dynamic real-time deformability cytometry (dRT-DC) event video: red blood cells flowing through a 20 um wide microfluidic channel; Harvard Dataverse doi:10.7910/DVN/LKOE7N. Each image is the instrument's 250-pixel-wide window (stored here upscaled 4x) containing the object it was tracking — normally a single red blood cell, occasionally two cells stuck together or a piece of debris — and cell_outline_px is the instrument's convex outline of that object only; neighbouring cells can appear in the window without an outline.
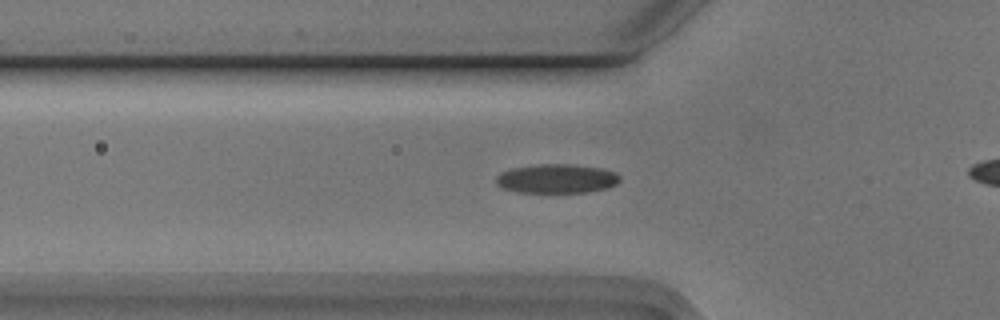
{"species": "Egyptian fruit bat (a non-hibernating species)", "species_latin": "Rousettus aegyptiacus", "temperature_condition": "cold", "stored_images_in_passage": 44, "camera_frame_rate_fps": 3000, "um_per_image_px": 0.085, "animal": {"sex": "male"}, "frame": {"image": 1, "passage_image": 18, "time_ms": 5.667, "image_size_px": [1000, 320], "cell_outline_px": [[620, 180], [616, 184], [608, 188], [588, 192], [516, 192], [504, 188], [496, 184], [496, 176], [500, 172], [512, 168], [536, 164], [572, 164], [600, 168], [616, 172], [620, 176]], "centroid_in_image_um": [47.32, 15.18], "position_along_channel_um": 78.5, "area_um2": 21.1}}
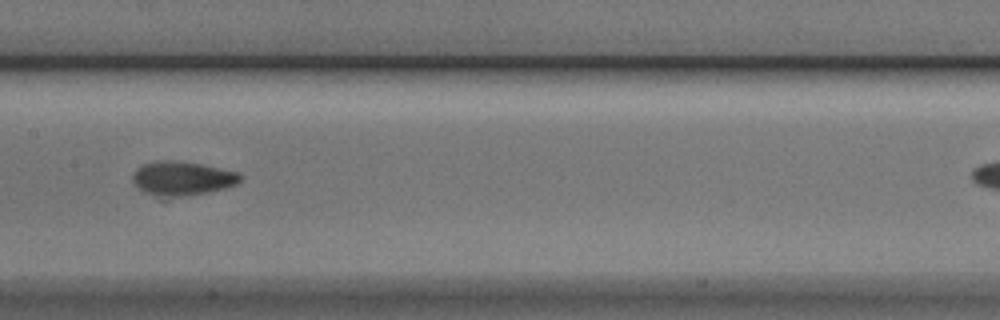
{"frame": {"image": 2, "passage_image": 27, "time_ms": 8.667, "image_size_px": [1000, 320], "cell_outline_px": [[244, 176], [236, 184], [228, 188], [208, 192], [160, 200], [144, 192], [132, 180], [132, 176], [144, 164], [160, 160], [172, 160], [200, 164], [240, 172]], "centroid_in_image_um": [15.52, 15.2], "position_along_channel_um": 191.9, "area_um2": 21.68}}
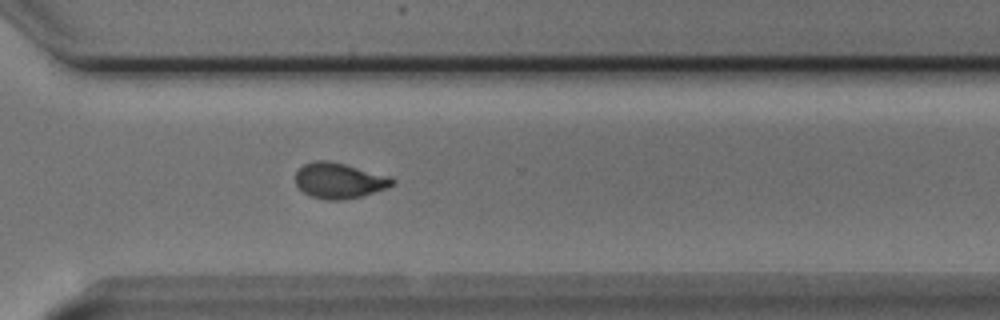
{"frame": {"image": 3, "passage_image": 39, "time_ms": 12.667, "image_size_px": [1000, 320], "cell_outline_px": [[396, 180], [392, 184], [384, 188], [360, 196], [340, 200], [324, 200], [308, 196], [296, 184], [296, 172], [304, 164], [316, 160], [328, 160], [392, 176]], "centroid_in_image_um": [28.81, 15.34], "position_along_channel_um": 341.8, "area_um2": 19.94}}